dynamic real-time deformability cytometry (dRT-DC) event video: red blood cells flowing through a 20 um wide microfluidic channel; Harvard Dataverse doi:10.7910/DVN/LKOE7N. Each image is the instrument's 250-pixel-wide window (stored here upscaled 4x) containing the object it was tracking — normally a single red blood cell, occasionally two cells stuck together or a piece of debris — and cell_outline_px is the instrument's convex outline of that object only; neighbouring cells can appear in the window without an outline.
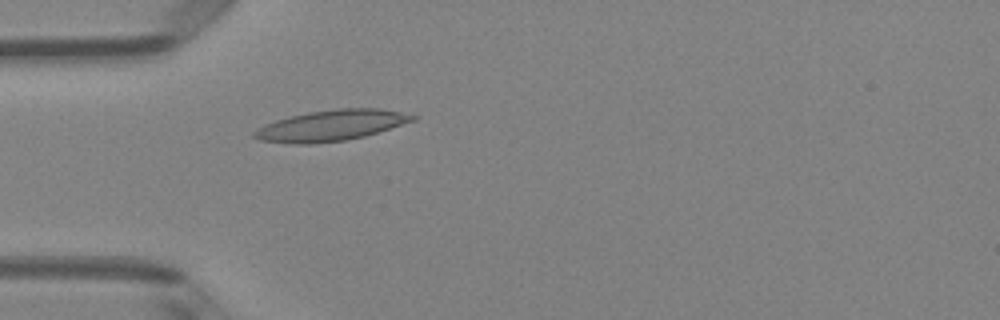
{"species": "Egyptian fruit bat (a non-hibernating species)", "species_latin": "Rousettus aegyptiacus", "temperature_condition": "room temperature", "stored_images_in_passage": 41, "camera_frame_rate_fps": 3000, "um_per_image_px": 0.085, "animal": {"sex": "female"}, "frame": {"image": 1, "passage_image": 6, "time_ms": 1.667, "image_size_px": [1000, 320], "cell_outline_px": [[420, 116], [416, 120], [364, 136], [344, 140], [312, 144], [296, 144], [260, 140], [252, 136], [252, 132], [264, 124], [276, 120], [308, 112], [336, 108], [380, 108]], "centroid_in_image_um": [28.15, 10.66], "position_along_channel_um": 56.9, "area_um2": 28.38}}
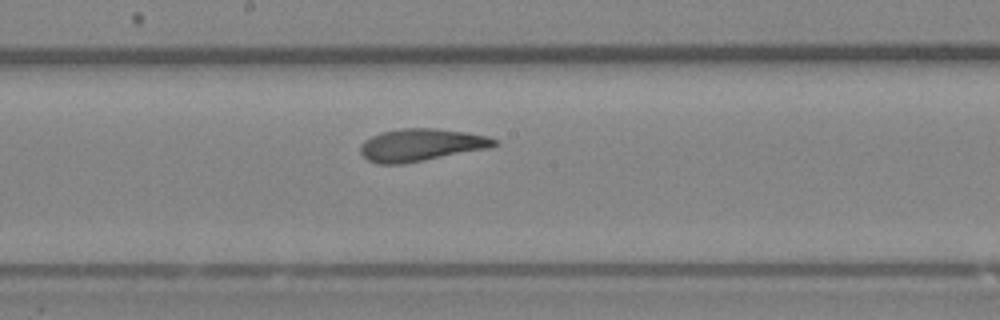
{"frame": {"image": 2, "passage_image": 18, "time_ms": 5.667, "image_size_px": [1000, 320], "cell_outline_px": [[500, 144], [488, 148], [404, 164], [376, 164], [368, 160], [360, 152], [360, 144], [364, 140], [380, 132], [400, 128], [436, 128], [464, 132], [488, 136], [500, 140]], "centroid_in_image_um": [35.79, 12.32], "position_along_channel_um": 212.4, "area_um2": 25.49}}
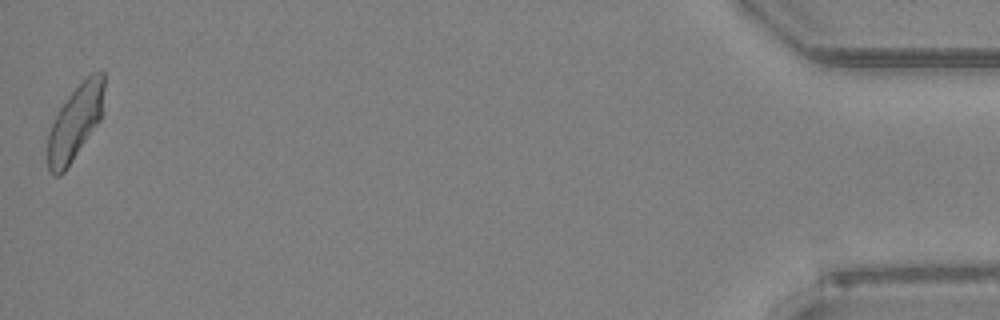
{"frame": {"image": 3, "passage_image": 41, "time_ms": 13.333, "image_size_px": [1000, 320], "cell_outline_px": [[104, 88], [100, 120], [64, 172], [60, 176], [52, 176], [48, 172], [48, 132], [60, 108], [68, 96], [92, 72], [104, 72]], "centroid_in_image_um": [6.37, 10.44], "position_along_channel_um": 428.8, "area_um2": 24.1}, "authors_computed_cell_mechanics": {"area_um2": 25.143, "velocity_mm_per_s": 4.023, "shape_relaxation_time_tau1_ms": 5.7243, "shape_relaxation_time_tau2_ms": 1.8794, "deformation_change_tau1": 0.1694, "deformation_change_tau2": 0.1011}}